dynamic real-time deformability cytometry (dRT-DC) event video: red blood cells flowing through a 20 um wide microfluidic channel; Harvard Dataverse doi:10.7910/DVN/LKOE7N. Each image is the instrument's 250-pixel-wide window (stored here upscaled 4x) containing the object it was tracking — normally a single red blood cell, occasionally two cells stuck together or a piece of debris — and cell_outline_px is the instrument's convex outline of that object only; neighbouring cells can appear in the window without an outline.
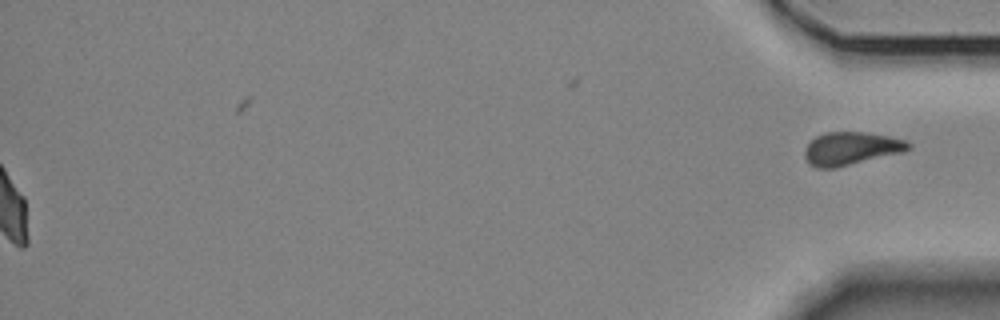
{"species": "Egyptian fruit bat (a non-hibernating species)", "species_latin": "Rousettus aegyptiacus", "temperature_condition": "room temperature", "stored_images_in_passage": 57, "segment_of_instrument_passage": [2, 2], "camera_frame_rate_fps": 3000, "um_per_image_px": 0.085, "animal": {"sex": "female"}, "frame": {"image": 1, "passage_image": 57, "time_ms": 18.667, "image_size_px": [1000, 320], "cell_outline_px": [[912, 148], [904, 152], [836, 168], [816, 168], [804, 156], [804, 148], [816, 136], [828, 132], [868, 132], [908, 140], [912, 144]], "centroid_in_image_um": [72.4, 12.62], "position_along_channel_um": 362.8, "area_um2": 20.11}}